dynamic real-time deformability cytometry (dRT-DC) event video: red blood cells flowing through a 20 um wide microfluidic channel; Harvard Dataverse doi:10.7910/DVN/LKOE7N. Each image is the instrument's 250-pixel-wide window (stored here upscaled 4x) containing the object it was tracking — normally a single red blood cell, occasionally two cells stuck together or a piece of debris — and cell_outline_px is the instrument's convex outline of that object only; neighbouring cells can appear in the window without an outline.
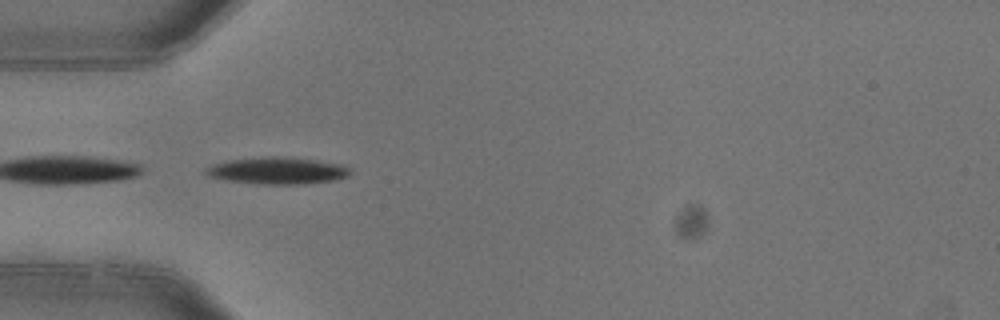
{"species": "common noctule bat (a hibernating species)", "species_latin": "Nyctalus noctula", "temperature_condition": "warm", "stored_images_in_passage": 5, "camera_frame_rate_fps": 3000, "um_per_image_px": 0.085, "animal": {"sex": "female"}, "frame": {"image": 1, "passage_image": 4, "time_ms": 1.0, "image_size_px": [1000, 320], "cell_outline_px": [[348, 176], [336, 180], [300, 184], [260, 184], [228, 180], [208, 176], [204, 172], [204, 168], [212, 164], [228, 160], [264, 156], [288, 156], [344, 164], [348, 168]], "centroid_in_image_um": [23.56, 14.49], "position_along_channel_um": 61.4, "area_um2": 22.77}}